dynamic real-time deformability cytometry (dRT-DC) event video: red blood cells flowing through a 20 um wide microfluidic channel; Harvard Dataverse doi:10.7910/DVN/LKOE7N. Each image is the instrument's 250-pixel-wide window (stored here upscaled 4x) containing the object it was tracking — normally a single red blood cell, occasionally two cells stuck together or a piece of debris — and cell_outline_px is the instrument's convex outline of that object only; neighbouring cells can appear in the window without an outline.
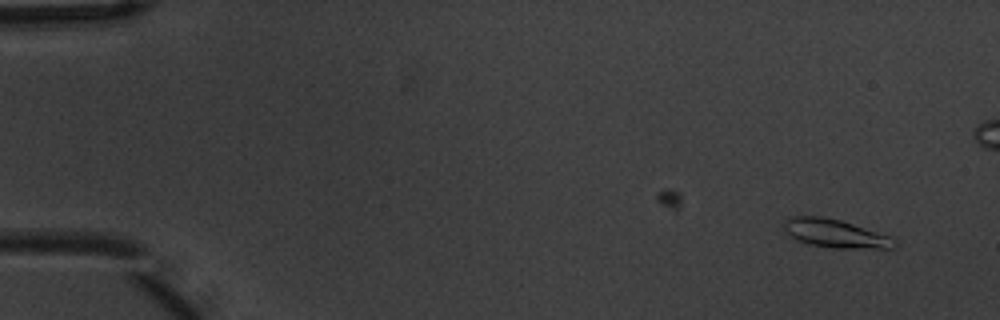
{"species": "common noctule bat (a hibernating species)", "species_latin": "Nyctalus noctula", "temperature_condition": "warm", "stored_images_in_passage": 3, "camera_frame_rate_fps": 3000, "um_per_image_px": 0.085, "animal": {"sex": "male", "body_mass_g": 20.1, "forearm_length_mm": 53.5}, "frame": {"image": 1, "passage_image": 3, "time_ms": 0.667, "image_size_px": [1000, 320], "cell_outline_px": [[896, 244], [892, 248], [832, 248], [812, 244], [796, 240], [784, 228], [784, 220], [788, 216], [820, 216], [840, 220], [896, 236]], "centroid_in_image_um": [71.07, 19.83], "position_along_channel_um": 13.9, "area_um2": 18.44}}